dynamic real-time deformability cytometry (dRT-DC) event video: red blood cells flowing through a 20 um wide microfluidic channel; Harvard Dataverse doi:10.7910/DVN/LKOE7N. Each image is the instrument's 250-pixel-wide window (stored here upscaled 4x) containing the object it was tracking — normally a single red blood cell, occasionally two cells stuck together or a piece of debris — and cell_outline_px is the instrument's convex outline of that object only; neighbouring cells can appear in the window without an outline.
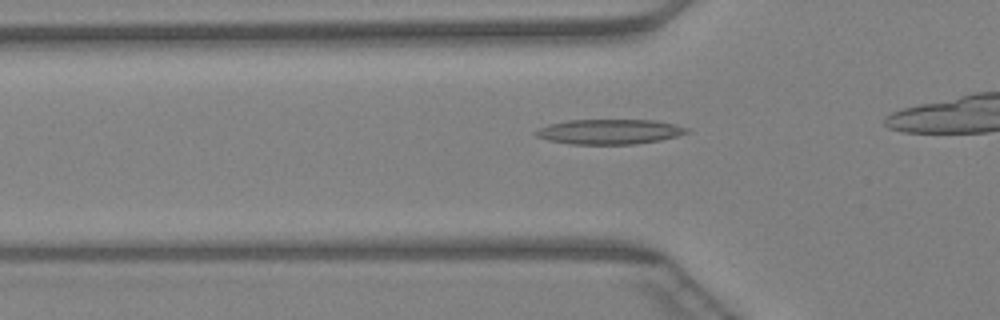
{"species": "Egyptian fruit bat (a non-hibernating species)", "species_latin": "Rousettus aegyptiacus", "temperature_condition": "warm", "stored_images_in_passage": 29, "camera_frame_rate_fps": 3000, "um_per_image_px": 0.085, "animal": {"sex": "female"}, "frame": {"image": 1, "passage_image": 8, "time_ms": 2.333, "image_size_px": [1000, 320], "cell_outline_px": [[692, 132], [660, 140], [636, 144], [568, 144], [548, 140], [536, 136], [536, 132], [540, 128], [548, 124], [568, 120], [656, 120], [676, 124], [688, 128]], "centroid_in_image_um": [51.85, 11.19], "position_along_channel_um": 73.9, "area_um2": 22.02}}
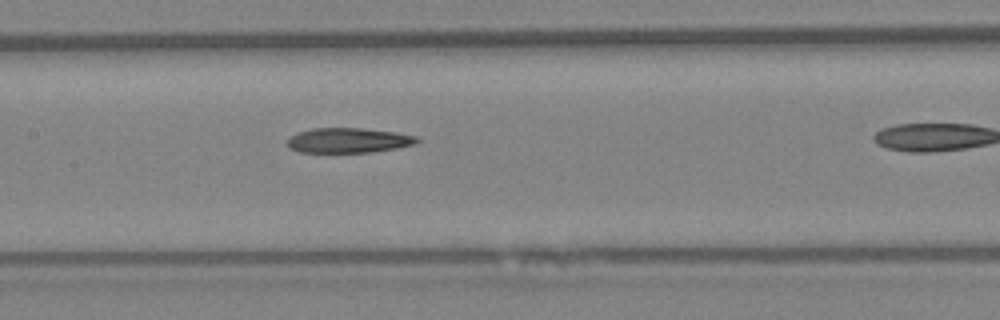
{"frame": {"image": 2, "passage_image": 15, "time_ms": 4.667, "image_size_px": [1000, 320], "cell_outline_px": [[420, 140], [416, 144], [396, 148], [372, 152], [300, 152], [288, 148], [288, 140], [296, 132], [312, 128], [364, 128], [396, 132], [416, 136]], "centroid_in_image_um": [29.62, 11.92], "position_along_channel_um": 177.8, "area_um2": 18.9}}
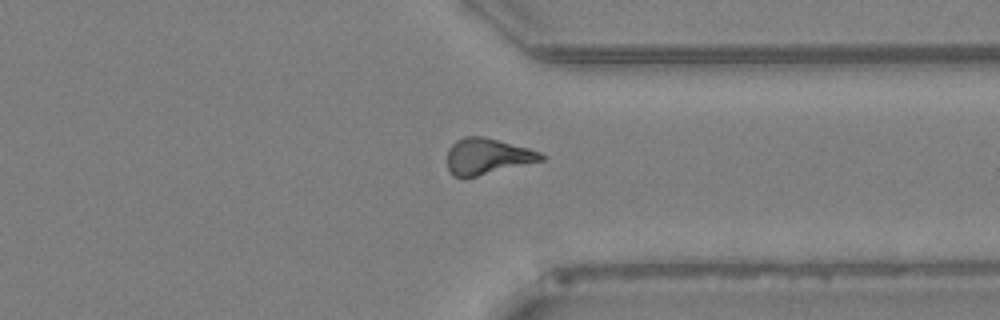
{"frame": {"image": 3, "passage_image": 28, "time_ms": 9.0, "image_size_px": [1000, 320], "cell_outline_px": [[548, 156], [544, 160], [476, 176], [452, 176], [448, 168], [448, 148], [456, 140], [464, 136], [484, 136], [528, 148], [540, 152]], "centroid_in_image_um": [41.44, 13.27], "position_along_channel_um": 370.0, "area_um2": 19.59}}